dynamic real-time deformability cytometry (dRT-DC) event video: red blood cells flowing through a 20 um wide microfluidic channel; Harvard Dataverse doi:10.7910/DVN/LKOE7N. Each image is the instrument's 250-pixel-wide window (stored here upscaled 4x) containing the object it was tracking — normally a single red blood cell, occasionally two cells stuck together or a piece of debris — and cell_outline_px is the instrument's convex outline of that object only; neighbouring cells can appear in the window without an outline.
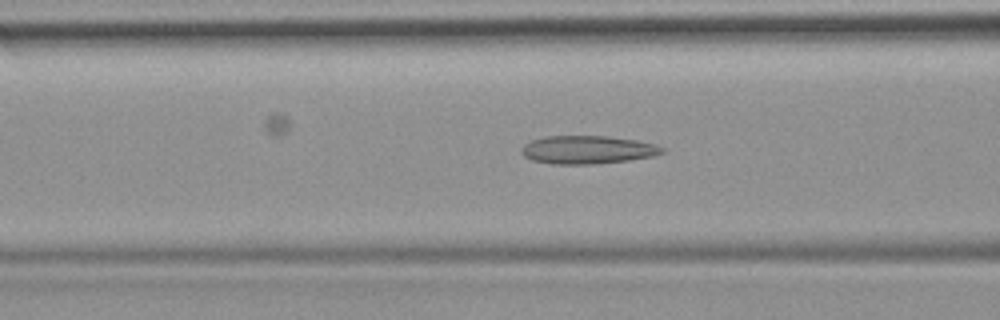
{"species": "common noctule bat (a hibernating species)", "species_latin": "Nyctalus noctula", "temperature_condition": "room temperature", "stored_images_in_passage": 51, "camera_frame_rate_fps": 3000, "um_per_image_px": 0.085, "animal": {"sex": "female", "body_mass_g": 19.9}, "frame": {"image": 1, "passage_image": 19, "time_ms": 6.0, "image_size_px": [1000, 320], "cell_outline_px": [[664, 152], [652, 156], [628, 160], [596, 164], [552, 164], [532, 160], [524, 156], [520, 152], [520, 148], [524, 144], [532, 140], [544, 136], [608, 136], [636, 140], [656, 144], [664, 148]], "centroid_in_image_um": [49.91, 12.73], "position_along_channel_um": 116.7, "area_um2": 23.18}}
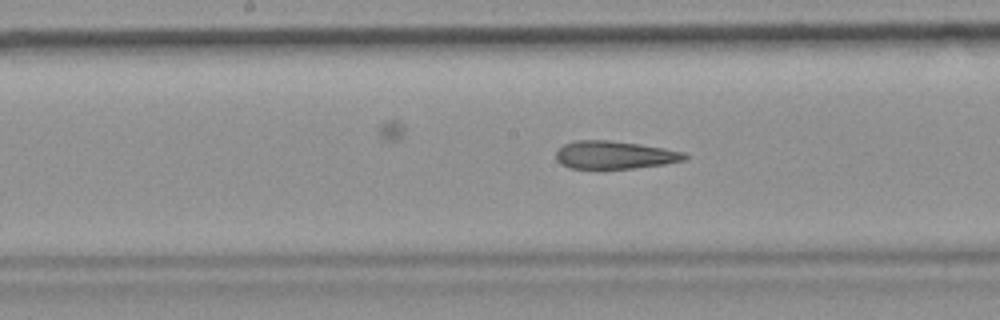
{"frame": {"image": 2, "passage_image": 25, "time_ms": 8.0, "image_size_px": [1000, 320], "cell_outline_px": [[688, 156], [684, 160], [664, 164], [632, 168], [572, 168], [560, 164], [556, 160], [556, 152], [564, 144], [576, 140], [608, 140], [640, 144], [664, 148], [684, 152]], "centroid_in_image_um": [52.22, 13.16], "position_along_channel_um": 196.0, "area_um2": 20.75}}
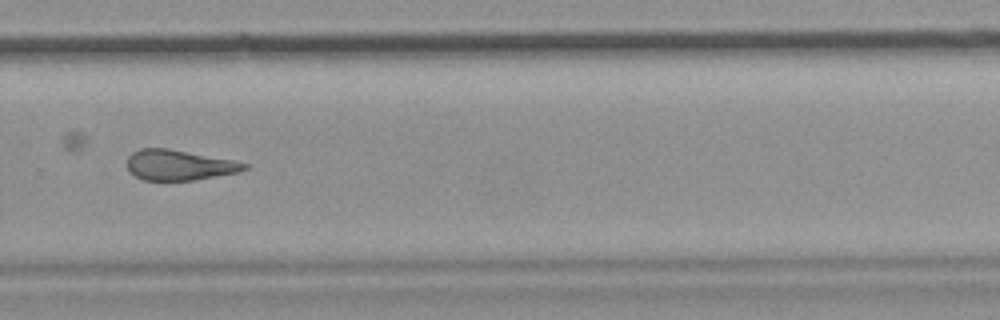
{"frame": {"image": 3, "passage_image": 34, "time_ms": 11.0, "image_size_px": [1000, 320], "cell_outline_px": [[248, 168], [240, 172], [192, 180], [144, 180], [128, 172], [128, 156], [132, 152], [140, 148], [168, 148], [232, 160], [248, 164]], "centroid_in_image_um": [15.2, 14.03], "position_along_channel_um": 314.6, "area_um2": 20.63}, "authors_computed_cell_mechanics": {"area_um2": 24.276, "velocity_mm_per_s": 3.9686, "shape_relaxation_time_tau1_ms": null, "shape_relaxation_time_tau2_ms": 5.0974, "deformation_change_tau1": null, "deformation_change_tau2": 0.1855}}